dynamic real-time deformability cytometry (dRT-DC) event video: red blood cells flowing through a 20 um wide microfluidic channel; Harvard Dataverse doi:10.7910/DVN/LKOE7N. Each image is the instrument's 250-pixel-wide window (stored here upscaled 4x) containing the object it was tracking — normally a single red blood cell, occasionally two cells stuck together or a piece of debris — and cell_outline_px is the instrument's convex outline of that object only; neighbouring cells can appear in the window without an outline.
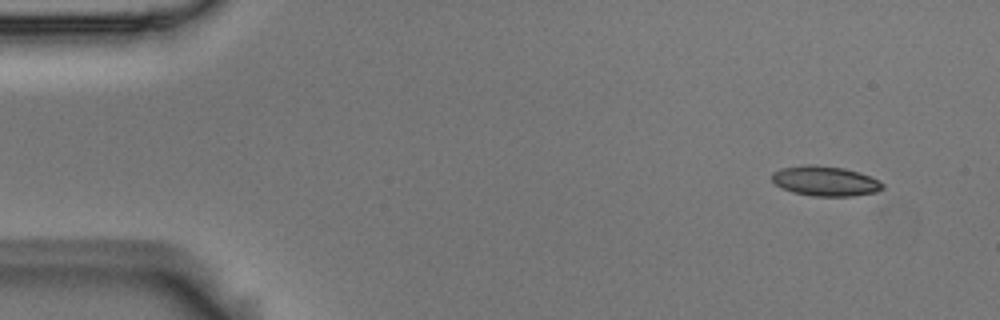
{"species": "Egyptian fruit bat (a non-hibernating species)", "species_latin": "Rousettus aegyptiacus", "temperature_condition": "room temperature", "stored_images_in_passage": 3, "camera_frame_rate_fps": 3000, "um_per_image_px": 0.085, "animal": {"sex": "male"}, "frame": {"image": 1, "passage_image": 3, "time_ms": 0.667, "image_size_px": [1000, 320], "cell_outline_px": [[884, 188], [876, 192], [852, 196], [812, 196], [792, 192], [776, 184], [772, 180], [772, 172], [780, 168], [808, 164], [812, 164], [844, 168], [860, 172], [884, 184]], "centroid_in_image_um": [70.13, 15.38], "position_along_channel_um": 14.9, "area_um2": 19.25}}